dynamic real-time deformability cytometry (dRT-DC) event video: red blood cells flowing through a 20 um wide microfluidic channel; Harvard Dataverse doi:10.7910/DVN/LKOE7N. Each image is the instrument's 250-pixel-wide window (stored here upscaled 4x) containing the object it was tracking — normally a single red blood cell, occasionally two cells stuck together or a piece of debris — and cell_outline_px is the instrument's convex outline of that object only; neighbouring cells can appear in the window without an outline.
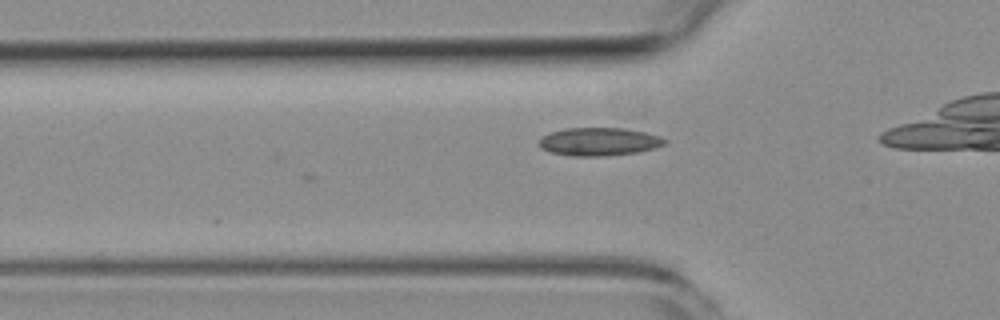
{"species": "common noctule bat (a hibernating species)", "species_latin": "Nyctalus noctula", "temperature_condition": "room temperature", "stored_images_in_passage": 6, "camera_frame_rate_fps": 3000, "um_per_image_px": 0.085, "animal": {"sex": "female", "body_mass_g": 19.3, "forearm_length_mm": 54.1}, "frame": {"image": 1, "passage_image": 3, "time_ms": 2.0, "image_size_px": [1000, 320], "cell_outline_px": [[668, 140], [664, 144], [652, 148], [636, 152], [604, 156], [572, 156], [548, 152], [540, 148], [540, 136], [564, 128], [624, 128], [644, 132], [660, 136]], "centroid_in_image_um": [50.87, 12.04], "position_along_channel_um": 74.9, "area_um2": 20.52}}